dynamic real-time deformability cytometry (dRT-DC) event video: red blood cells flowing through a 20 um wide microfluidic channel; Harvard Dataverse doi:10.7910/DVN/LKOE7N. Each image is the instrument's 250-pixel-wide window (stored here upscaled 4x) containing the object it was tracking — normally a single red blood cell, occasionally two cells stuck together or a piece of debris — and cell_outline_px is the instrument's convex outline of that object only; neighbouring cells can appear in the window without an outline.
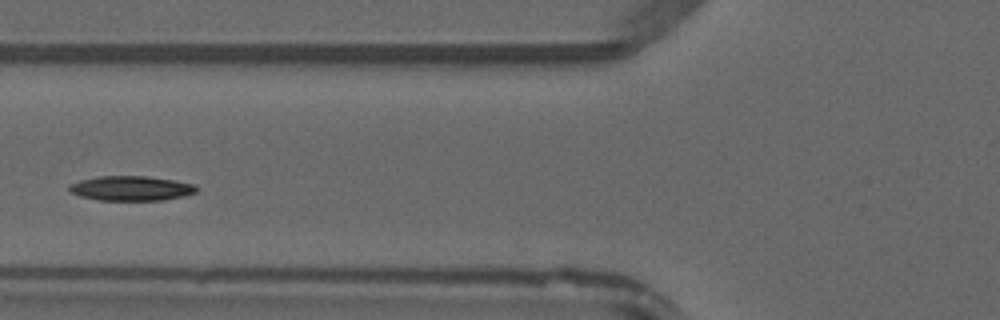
{"species": "common noctule bat (a hibernating species)", "species_latin": "Nyctalus noctula", "temperature_condition": "warm", "stored_images_in_passage": 27, "camera_frame_rate_fps": 3000, "um_per_image_px": 0.085, "animal": {"sex": "male", "forearm_length_mm": 52.5}, "frame": {"image": 1, "passage_image": 8, "time_ms": 2.333, "image_size_px": [1000, 320], "cell_outline_px": [[196, 192], [184, 196], [164, 200], [100, 200], [80, 196], [68, 192], [68, 184], [80, 180], [100, 176], [148, 176], [176, 180], [196, 184]], "centroid_in_image_um": [11.14, 16.0], "position_along_channel_um": 114.7, "area_um2": 18.5}}